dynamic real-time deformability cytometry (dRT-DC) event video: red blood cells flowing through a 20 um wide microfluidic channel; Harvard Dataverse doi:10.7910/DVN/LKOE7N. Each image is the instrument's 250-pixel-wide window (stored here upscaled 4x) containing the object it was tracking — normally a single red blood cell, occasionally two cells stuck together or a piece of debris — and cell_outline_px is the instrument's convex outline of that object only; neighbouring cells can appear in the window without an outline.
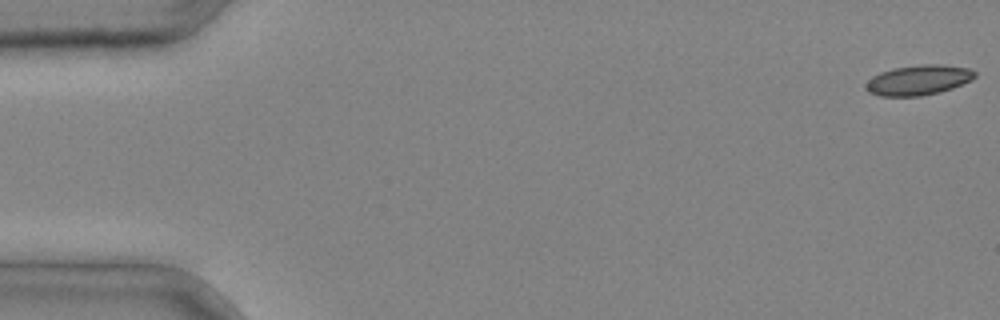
{"species": "common noctule bat (a hibernating species)", "species_latin": "Nyctalus noctula", "temperature_condition": "cold", "stored_images_in_passage": 5, "camera_frame_rate_fps": 3000, "um_per_image_px": 0.085, "animal": {"sex": "male", "body_mass_g": 20.4}, "frame": {"image": 1, "passage_image": 1, "time_ms": 0.0, "image_size_px": [1000, 320], "cell_outline_px": [[976, 76], [972, 80], [952, 88], [940, 92], [920, 96], [880, 96], [868, 92], [864, 84], [872, 76], [880, 72], [892, 68], [924, 64], [940, 64], [968, 68], [976, 72]], "centroid_in_image_um": [78.05, 6.8], "position_along_channel_um": 6.9, "area_um2": 19.19}}